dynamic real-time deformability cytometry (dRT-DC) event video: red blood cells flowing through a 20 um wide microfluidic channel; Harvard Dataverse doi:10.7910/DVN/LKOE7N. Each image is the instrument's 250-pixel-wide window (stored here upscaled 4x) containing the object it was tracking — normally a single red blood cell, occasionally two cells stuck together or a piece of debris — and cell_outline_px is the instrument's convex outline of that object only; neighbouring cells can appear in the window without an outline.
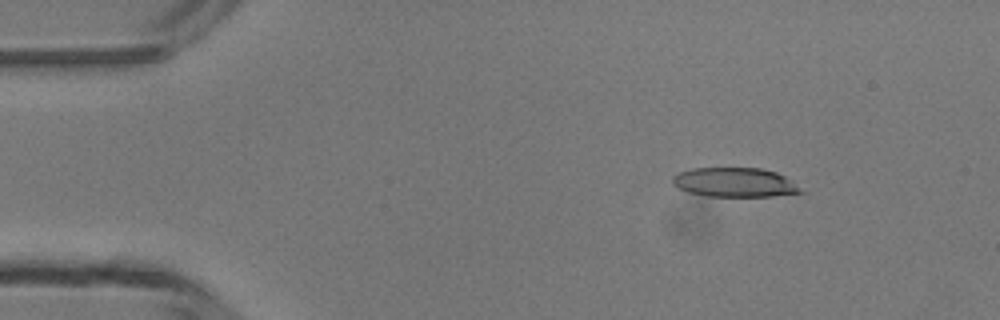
{"species": "common noctule bat (a hibernating species)", "species_latin": "Nyctalus noctula", "temperature_condition": "room temperature", "stored_images_in_passage": 4, "camera_frame_rate_fps": 3000, "um_per_image_px": 0.085, "animal": {"sex": "male", "body_mass_g": 13.3}, "frame": {"image": 1, "passage_image": 2, "time_ms": 1.333, "image_size_px": [1000, 320], "cell_outline_px": [[804, 192], [772, 196], [708, 196], [688, 192], [672, 184], [672, 176], [676, 172], [692, 168], [760, 168], [776, 172], [784, 176], [800, 188]], "centroid_in_image_um": [62.39, 15.49], "position_along_channel_um": 22.6, "area_um2": 21.79}}
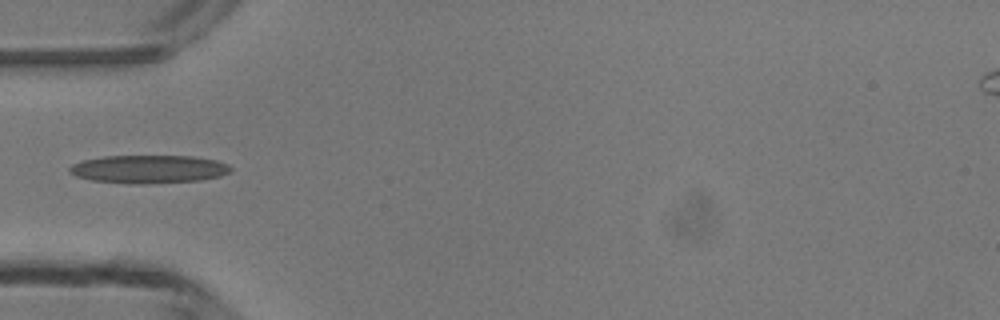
{"frame": {"image": 2, "passage_image": 4, "time_ms": 4.333, "image_size_px": [1000, 320], "cell_outline_px": [[232, 172], [220, 176], [200, 180], [148, 184], [132, 184], [92, 180], [76, 176], [68, 172], [68, 168], [72, 164], [84, 160], [104, 156], [192, 156], [216, 160], [228, 164], [232, 168]], "centroid_in_image_um": [12.66, 14.38], "position_along_channel_um": 72.3, "area_um2": 26.59}}